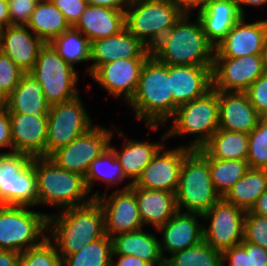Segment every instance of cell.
I'll return each mask as SVG.
<instances>
[{
	"label": "cell",
	"instance_id": "obj_1",
	"mask_svg": "<svg viewBox=\"0 0 267 266\" xmlns=\"http://www.w3.org/2000/svg\"><path fill=\"white\" fill-rule=\"evenodd\" d=\"M48 232L47 237L55 242L63 259L106 235L103 209L98 201L93 199L86 205L50 214Z\"/></svg>",
	"mask_w": 267,
	"mask_h": 266
},
{
	"label": "cell",
	"instance_id": "obj_2",
	"mask_svg": "<svg viewBox=\"0 0 267 266\" xmlns=\"http://www.w3.org/2000/svg\"><path fill=\"white\" fill-rule=\"evenodd\" d=\"M135 117L145 121L147 129L157 131L175 114L178 105L173 101L168 78V65L152 55L144 63L135 94L127 103Z\"/></svg>",
	"mask_w": 267,
	"mask_h": 266
},
{
	"label": "cell",
	"instance_id": "obj_3",
	"mask_svg": "<svg viewBox=\"0 0 267 266\" xmlns=\"http://www.w3.org/2000/svg\"><path fill=\"white\" fill-rule=\"evenodd\" d=\"M184 13L151 48V55L166 65L213 66L215 46L204 34L200 19Z\"/></svg>",
	"mask_w": 267,
	"mask_h": 266
},
{
	"label": "cell",
	"instance_id": "obj_4",
	"mask_svg": "<svg viewBox=\"0 0 267 266\" xmlns=\"http://www.w3.org/2000/svg\"><path fill=\"white\" fill-rule=\"evenodd\" d=\"M33 168L36 174L37 206H56L64 210L86 205L94 199L88 196L82 175L58 167L48 157H34Z\"/></svg>",
	"mask_w": 267,
	"mask_h": 266
},
{
	"label": "cell",
	"instance_id": "obj_5",
	"mask_svg": "<svg viewBox=\"0 0 267 266\" xmlns=\"http://www.w3.org/2000/svg\"><path fill=\"white\" fill-rule=\"evenodd\" d=\"M177 209L185 212L204 214L222 199L211 180L208 153L193 149L183 161L176 190Z\"/></svg>",
	"mask_w": 267,
	"mask_h": 266
},
{
	"label": "cell",
	"instance_id": "obj_6",
	"mask_svg": "<svg viewBox=\"0 0 267 266\" xmlns=\"http://www.w3.org/2000/svg\"><path fill=\"white\" fill-rule=\"evenodd\" d=\"M171 128L161 136V141L173 136L199 135L187 145L190 149L202 148L219 128L218 91L213 88L204 96L177 107Z\"/></svg>",
	"mask_w": 267,
	"mask_h": 266
},
{
	"label": "cell",
	"instance_id": "obj_7",
	"mask_svg": "<svg viewBox=\"0 0 267 266\" xmlns=\"http://www.w3.org/2000/svg\"><path fill=\"white\" fill-rule=\"evenodd\" d=\"M183 14L171 0H130L125 28L151 49Z\"/></svg>",
	"mask_w": 267,
	"mask_h": 266
},
{
	"label": "cell",
	"instance_id": "obj_8",
	"mask_svg": "<svg viewBox=\"0 0 267 266\" xmlns=\"http://www.w3.org/2000/svg\"><path fill=\"white\" fill-rule=\"evenodd\" d=\"M48 215L28 206L0 205V250L21 254L39 245L47 237Z\"/></svg>",
	"mask_w": 267,
	"mask_h": 266
},
{
	"label": "cell",
	"instance_id": "obj_9",
	"mask_svg": "<svg viewBox=\"0 0 267 266\" xmlns=\"http://www.w3.org/2000/svg\"><path fill=\"white\" fill-rule=\"evenodd\" d=\"M30 73L43 88L44 96L50 106L69 101L79 95L78 73L49 43H45L40 49Z\"/></svg>",
	"mask_w": 267,
	"mask_h": 266
},
{
	"label": "cell",
	"instance_id": "obj_10",
	"mask_svg": "<svg viewBox=\"0 0 267 266\" xmlns=\"http://www.w3.org/2000/svg\"><path fill=\"white\" fill-rule=\"evenodd\" d=\"M0 205L37 206L33 158L22 153H0Z\"/></svg>",
	"mask_w": 267,
	"mask_h": 266
},
{
	"label": "cell",
	"instance_id": "obj_11",
	"mask_svg": "<svg viewBox=\"0 0 267 266\" xmlns=\"http://www.w3.org/2000/svg\"><path fill=\"white\" fill-rule=\"evenodd\" d=\"M45 157L87 133L93 120L83 106L81 96L50 106L48 112Z\"/></svg>",
	"mask_w": 267,
	"mask_h": 266
},
{
	"label": "cell",
	"instance_id": "obj_12",
	"mask_svg": "<svg viewBox=\"0 0 267 266\" xmlns=\"http://www.w3.org/2000/svg\"><path fill=\"white\" fill-rule=\"evenodd\" d=\"M246 211L223 199L202 214V219L210 221L208 228L203 226V241L212 248L223 252L239 245L244 238Z\"/></svg>",
	"mask_w": 267,
	"mask_h": 266
},
{
	"label": "cell",
	"instance_id": "obj_13",
	"mask_svg": "<svg viewBox=\"0 0 267 266\" xmlns=\"http://www.w3.org/2000/svg\"><path fill=\"white\" fill-rule=\"evenodd\" d=\"M106 129L95 125L67 146L53 152L48 158L58 167L85 177L92 161L109 147L113 131Z\"/></svg>",
	"mask_w": 267,
	"mask_h": 266
},
{
	"label": "cell",
	"instance_id": "obj_14",
	"mask_svg": "<svg viewBox=\"0 0 267 266\" xmlns=\"http://www.w3.org/2000/svg\"><path fill=\"white\" fill-rule=\"evenodd\" d=\"M130 182L109 195L94 192L91 195L101 205L105 216V233L110 238L120 233L142 229L143 223L137 206L135 187Z\"/></svg>",
	"mask_w": 267,
	"mask_h": 266
},
{
	"label": "cell",
	"instance_id": "obj_15",
	"mask_svg": "<svg viewBox=\"0 0 267 266\" xmlns=\"http://www.w3.org/2000/svg\"><path fill=\"white\" fill-rule=\"evenodd\" d=\"M264 72V55L214 57L212 88L223 92H245Z\"/></svg>",
	"mask_w": 267,
	"mask_h": 266
},
{
	"label": "cell",
	"instance_id": "obj_16",
	"mask_svg": "<svg viewBox=\"0 0 267 266\" xmlns=\"http://www.w3.org/2000/svg\"><path fill=\"white\" fill-rule=\"evenodd\" d=\"M163 147L153 156L133 187L176 193L184 158L193 149L182 145L166 151Z\"/></svg>",
	"mask_w": 267,
	"mask_h": 266
},
{
	"label": "cell",
	"instance_id": "obj_17",
	"mask_svg": "<svg viewBox=\"0 0 267 266\" xmlns=\"http://www.w3.org/2000/svg\"><path fill=\"white\" fill-rule=\"evenodd\" d=\"M245 18L246 16H242L215 46L214 57L239 58L248 55H264L267 20L247 23Z\"/></svg>",
	"mask_w": 267,
	"mask_h": 266
},
{
	"label": "cell",
	"instance_id": "obj_18",
	"mask_svg": "<svg viewBox=\"0 0 267 266\" xmlns=\"http://www.w3.org/2000/svg\"><path fill=\"white\" fill-rule=\"evenodd\" d=\"M148 58L117 59L100 65L90 76L113 98L128 103L135 94L140 73Z\"/></svg>",
	"mask_w": 267,
	"mask_h": 266
},
{
	"label": "cell",
	"instance_id": "obj_19",
	"mask_svg": "<svg viewBox=\"0 0 267 266\" xmlns=\"http://www.w3.org/2000/svg\"><path fill=\"white\" fill-rule=\"evenodd\" d=\"M9 117L13 152L45 157L48 115L9 113Z\"/></svg>",
	"mask_w": 267,
	"mask_h": 266
},
{
	"label": "cell",
	"instance_id": "obj_20",
	"mask_svg": "<svg viewBox=\"0 0 267 266\" xmlns=\"http://www.w3.org/2000/svg\"><path fill=\"white\" fill-rule=\"evenodd\" d=\"M151 49L144 45L126 28L119 33L91 42L89 76L100 66L117 59L149 58Z\"/></svg>",
	"mask_w": 267,
	"mask_h": 266
},
{
	"label": "cell",
	"instance_id": "obj_21",
	"mask_svg": "<svg viewBox=\"0 0 267 266\" xmlns=\"http://www.w3.org/2000/svg\"><path fill=\"white\" fill-rule=\"evenodd\" d=\"M197 217L202 218V214L177 211L157 229L163 236L159 244L164 259H168V256L164 254L165 251L173 255L203 241L204 224H199Z\"/></svg>",
	"mask_w": 267,
	"mask_h": 266
},
{
	"label": "cell",
	"instance_id": "obj_22",
	"mask_svg": "<svg viewBox=\"0 0 267 266\" xmlns=\"http://www.w3.org/2000/svg\"><path fill=\"white\" fill-rule=\"evenodd\" d=\"M45 42L26 25H9L0 29V50L24 73H30Z\"/></svg>",
	"mask_w": 267,
	"mask_h": 266
},
{
	"label": "cell",
	"instance_id": "obj_23",
	"mask_svg": "<svg viewBox=\"0 0 267 266\" xmlns=\"http://www.w3.org/2000/svg\"><path fill=\"white\" fill-rule=\"evenodd\" d=\"M213 66L168 65L170 91L179 106L204 96L212 89Z\"/></svg>",
	"mask_w": 267,
	"mask_h": 266
},
{
	"label": "cell",
	"instance_id": "obj_24",
	"mask_svg": "<svg viewBox=\"0 0 267 266\" xmlns=\"http://www.w3.org/2000/svg\"><path fill=\"white\" fill-rule=\"evenodd\" d=\"M218 102L220 129L250 133L262 118L246 92L218 91Z\"/></svg>",
	"mask_w": 267,
	"mask_h": 266
},
{
	"label": "cell",
	"instance_id": "obj_25",
	"mask_svg": "<svg viewBox=\"0 0 267 266\" xmlns=\"http://www.w3.org/2000/svg\"><path fill=\"white\" fill-rule=\"evenodd\" d=\"M204 34L216 46L243 16L235 0H208L197 10Z\"/></svg>",
	"mask_w": 267,
	"mask_h": 266
},
{
	"label": "cell",
	"instance_id": "obj_26",
	"mask_svg": "<svg viewBox=\"0 0 267 266\" xmlns=\"http://www.w3.org/2000/svg\"><path fill=\"white\" fill-rule=\"evenodd\" d=\"M90 42L119 33L125 28V10L87 5L73 26Z\"/></svg>",
	"mask_w": 267,
	"mask_h": 266
},
{
	"label": "cell",
	"instance_id": "obj_27",
	"mask_svg": "<svg viewBox=\"0 0 267 266\" xmlns=\"http://www.w3.org/2000/svg\"><path fill=\"white\" fill-rule=\"evenodd\" d=\"M135 195L143 226L156 231L178 211L175 193L135 187Z\"/></svg>",
	"mask_w": 267,
	"mask_h": 266
},
{
	"label": "cell",
	"instance_id": "obj_28",
	"mask_svg": "<svg viewBox=\"0 0 267 266\" xmlns=\"http://www.w3.org/2000/svg\"><path fill=\"white\" fill-rule=\"evenodd\" d=\"M111 239L112 254L136 256L150 266H157L164 260L159 239L153 233H147L143 228L114 235Z\"/></svg>",
	"mask_w": 267,
	"mask_h": 266
},
{
	"label": "cell",
	"instance_id": "obj_29",
	"mask_svg": "<svg viewBox=\"0 0 267 266\" xmlns=\"http://www.w3.org/2000/svg\"><path fill=\"white\" fill-rule=\"evenodd\" d=\"M49 109L43 88L31 73H24L19 84L6 98V110L9 113L48 114Z\"/></svg>",
	"mask_w": 267,
	"mask_h": 266
},
{
	"label": "cell",
	"instance_id": "obj_30",
	"mask_svg": "<svg viewBox=\"0 0 267 266\" xmlns=\"http://www.w3.org/2000/svg\"><path fill=\"white\" fill-rule=\"evenodd\" d=\"M109 146L113 149L117 159L120 161V165L123 168L126 178L131 180L134 184L141 176L144 168L150 163L153 156L164 145L160 142H144L136 141L134 139H125L124 147L122 150H117L115 146H112L111 140Z\"/></svg>",
	"mask_w": 267,
	"mask_h": 266
},
{
	"label": "cell",
	"instance_id": "obj_31",
	"mask_svg": "<svg viewBox=\"0 0 267 266\" xmlns=\"http://www.w3.org/2000/svg\"><path fill=\"white\" fill-rule=\"evenodd\" d=\"M45 43H50L71 26L51 0H40L26 24Z\"/></svg>",
	"mask_w": 267,
	"mask_h": 266
},
{
	"label": "cell",
	"instance_id": "obj_32",
	"mask_svg": "<svg viewBox=\"0 0 267 266\" xmlns=\"http://www.w3.org/2000/svg\"><path fill=\"white\" fill-rule=\"evenodd\" d=\"M267 189V170L250 168L222 197L245 211L250 210Z\"/></svg>",
	"mask_w": 267,
	"mask_h": 266
},
{
	"label": "cell",
	"instance_id": "obj_33",
	"mask_svg": "<svg viewBox=\"0 0 267 266\" xmlns=\"http://www.w3.org/2000/svg\"><path fill=\"white\" fill-rule=\"evenodd\" d=\"M202 148L214 159L246 160L249 136L248 133L218 128Z\"/></svg>",
	"mask_w": 267,
	"mask_h": 266
},
{
	"label": "cell",
	"instance_id": "obj_34",
	"mask_svg": "<svg viewBox=\"0 0 267 266\" xmlns=\"http://www.w3.org/2000/svg\"><path fill=\"white\" fill-rule=\"evenodd\" d=\"M49 44L66 63L74 68L76 63L87 62L91 59V42L73 26Z\"/></svg>",
	"mask_w": 267,
	"mask_h": 266
},
{
	"label": "cell",
	"instance_id": "obj_35",
	"mask_svg": "<svg viewBox=\"0 0 267 266\" xmlns=\"http://www.w3.org/2000/svg\"><path fill=\"white\" fill-rule=\"evenodd\" d=\"M126 179L120 161L117 159L116 154L110 146L105 149L99 157L92 161L84 177L89 193L93 187V182L98 180L106 183L108 185L107 187L110 188L112 185L120 184Z\"/></svg>",
	"mask_w": 267,
	"mask_h": 266
},
{
	"label": "cell",
	"instance_id": "obj_36",
	"mask_svg": "<svg viewBox=\"0 0 267 266\" xmlns=\"http://www.w3.org/2000/svg\"><path fill=\"white\" fill-rule=\"evenodd\" d=\"M112 239L105 235L62 259V266H111Z\"/></svg>",
	"mask_w": 267,
	"mask_h": 266
},
{
	"label": "cell",
	"instance_id": "obj_37",
	"mask_svg": "<svg viewBox=\"0 0 267 266\" xmlns=\"http://www.w3.org/2000/svg\"><path fill=\"white\" fill-rule=\"evenodd\" d=\"M208 163L212 183L221 197L250 169L247 160H219L209 154Z\"/></svg>",
	"mask_w": 267,
	"mask_h": 266
},
{
	"label": "cell",
	"instance_id": "obj_38",
	"mask_svg": "<svg viewBox=\"0 0 267 266\" xmlns=\"http://www.w3.org/2000/svg\"><path fill=\"white\" fill-rule=\"evenodd\" d=\"M174 266H222V252L206 242L179 251L167 259Z\"/></svg>",
	"mask_w": 267,
	"mask_h": 266
},
{
	"label": "cell",
	"instance_id": "obj_39",
	"mask_svg": "<svg viewBox=\"0 0 267 266\" xmlns=\"http://www.w3.org/2000/svg\"><path fill=\"white\" fill-rule=\"evenodd\" d=\"M248 136L249 150L246 160L249 167L267 170V117L261 118Z\"/></svg>",
	"mask_w": 267,
	"mask_h": 266
},
{
	"label": "cell",
	"instance_id": "obj_40",
	"mask_svg": "<svg viewBox=\"0 0 267 266\" xmlns=\"http://www.w3.org/2000/svg\"><path fill=\"white\" fill-rule=\"evenodd\" d=\"M20 266H62V258L54 242L46 237L39 245L21 253Z\"/></svg>",
	"mask_w": 267,
	"mask_h": 266
},
{
	"label": "cell",
	"instance_id": "obj_41",
	"mask_svg": "<svg viewBox=\"0 0 267 266\" xmlns=\"http://www.w3.org/2000/svg\"><path fill=\"white\" fill-rule=\"evenodd\" d=\"M243 240L267 250V217L246 211Z\"/></svg>",
	"mask_w": 267,
	"mask_h": 266
},
{
	"label": "cell",
	"instance_id": "obj_42",
	"mask_svg": "<svg viewBox=\"0 0 267 266\" xmlns=\"http://www.w3.org/2000/svg\"><path fill=\"white\" fill-rule=\"evenodd\" d=\"M24 72L0 50V94L7 98L19 84Z\"/></svg>",
	"mask_w": 267,
	"mask_h": 266
},
{
	"label": "cell",
	"instance_id": "obj_43",
	"mask_svg": "<svg viewBox=\"0 0 267 266\" xmlns=\"http://www.w3.org/2000/svg\"><path fill=\"white\" fill-rule=\"evenodd\" d=\"M250 103L262 117H267V71L245 91Z\"/></svg>",
	"mask_w": 267,
	"mask_h": 266
},
{
	"label": "cell",
	"instance_id": "obj_44",
	"mask_svg": "<svg viewBox=\"0 0 267 266\" xmlns=\"http://www.w3.org/2000/svg\"><path fill=\"white\" fill-rule=\"evenodd\" d=\"M40 0H7L10 25H26Z\"/></svg>",
	"mask_w": 267,
	"mask_h": 266
},
{
	"label": "cell",
	"instance_id": "obj_45",
	"mask_svg": "<svg viewBox=\"0 0 267 266\" xmlns=\"http://www.w3.org/2000/svg\"><path fill=\"white\" fill-rule=\"evenodd\" d=\"M62 12L70 26H74L87 7L86 0H51Z\"/></svg>",
	"mask_w": 267,
	"mask_h": 266
},
{
	"label": "cell",
	"instance_id": "obj_46",
	"mask_svg": "<svg viewBox=\"0 0 267 266\" xmlns=\"http://www.w3.org/2000/svg\"><path fill=\"white\" fill-rule=\"evenodd\" d=\"M250 266L249 253L239 244L222 252V266Z\"/></svg>",
	"mask_w": 267,
	"mask_h": 266
},
{
	"label": "cell",
	"instance_id": "obj_47",
	"mask_svg": "<svg viewBox=\"0 0 267 266\" xmlns=\"http://www.w3.org/2000/svg\"><path fill=\"white\" fill-rule=\"evenodd\" d=\"M240 245L249 253L250 266H265L267 263V250L259 245L242 241Z\"/></svg>",
	"mask_w": 267,
	"mask_h": 266
},
{
	"label": "cell",
	"instance_id": "obj_48",
	"mask_svg": "<svg viewBox=\"0 0 267 266\" xmlns=\"http://www.w3.org/2000/svg\"><path fill=\"white\" fill-rule=\"evenodd\" d=\"M2 147H11V150L7 151V153H13L10 117L7 110L0 113V148Z\"/></svg>",
	"mask_w": 267,
	"mask_h": 266
},
{
	"label": "cell",
	"instance_id": "obj_49",
	"mask_svg": "<svg viewBox=\"0 0 267 266\" xmlns=\"http://www.w3.org/2000/svg\"><path fill=\"white\" fill-rule=\"evenodd\" d=\"M119 257L116 262L113 258ZM111 266H150L147 262L136 256L112 254Z\"/></svg>",
	"mask_w": 267,
	"mask_h": 266
},
{
	"label": "cell",
	"instance_id": "obj_50",
	"mask_svg": "<svg viewBox=\"0 0 267 266\" xmlns=\"http://www.w3.org/2000/svg\"><path fill=\"white\" fill-rule=\"evenodd\" d=\"M183 13H189L192 9L200 10L208 0H171Z\"/></svg>",
	"mask_w": 267,
	"mask_h": 266
},
{
	"label": "cell",
	"instance_id": "obj_51",
	"mask_svg": "<svg viewBox=\"0 0 267 266\" xmlns=\"http://www.w3.org/2000/svg\"><path fill=\"white\" fill-rule=\"evenodd\" d=\"M87 4L93 6H103L106 8L126 10L130 0H86ZM124 7V8H123Z\"/></svg>",
	"mask_w": 267,
	"mask_h": 266
},
{
	"label": "cell",
	"instance_id": "obj_52",
	"mask_svg": "<svg viewBox=\"0 0 267 266\" xmlns=\"http://www.w3.org/2000/svg\"><path fill=\"white\" fill-rule=\"evenodd\" d=\"M20 253L0 250V266H20Z\"/></svg>",
	"mask_w": 267,
	"mask_h": 266
},
{
	"label": "cell",
	"instance_id": "obj_53",
	"mask_svg": "<svg viewBox=\"0 0 267 266\" xmlns=\"http://www.w3.org/2000/svg\"><path fill=\"white\" fill-rule=\"evenodd\" d=\"M250 210L254 214L267 217V189L260 195Z\"/></svg>",
	"mask_w": 267,
	"mask_h": 266
},
{
	"label": "cell",
	"instance_id": "obj_54",
	"mask_svg": "<svg viewBox=\"0 0 267 266\" xmlns=\"http://www.w3.org/2000/svg\"><path fill=\"white\" fill-rule=\"evenodd\" d=\"M10 25L7 0H0V29Z\"/></svg>",
	"mask_w": 267,
	"mask_h": 266
},
{
	"label": "cell",
	"instance_id": "obj_55",
	"mask_svg": "<svg viewBox=\"0 0 267 266\" xmlns=\"http://www.w3.org/2000/svg\"><path fill=\"white\" fill-rule=\"evenodd\" d=\"M238 8L243 16H246L244 13V7L243 6H253V7H258V6H263L267 4V0H235Z\"/></svg>",
	"mask_w": 267,
	"mask_h": 266
},
{
	"label": "cell",
	"instance_id": "obj_56",
	"mask_svg": "<svg viewBox=\"0 0 267 266\" xmlns=\"http://www.w3.org/2000/svg\"><path fill=\"white\" fill-rule=\"evenodd\" d=\"M6 110V98L0 94V113Z\"/></svg>",
	"mask_w": 267,
	"mask_h": 266
},
{
	"label": "cell",
	"instance_id": "obj_57",
	"mask_svg": "<svg viewBox=\"0 0 267 266\" xmlns=\"http://www.w3.org/2000/svg\"><path fill=\"white\" fill-rule=\"evenodd\" d=\"M264 63H265V71H267V40H266L265 50H264Z\"/></svg>",
	"mask_w": 267,
	"mask_h": 266
},
{
	"label": "cell",
	"instance_id": "obj_58",
	"mask_svg": "<svg viewBox=\"0 0 267 266\" xmlns=\"http://www.w3.org/2000/svg\"><path fill=\"white\" fill-rule=\"evenodd\" d=\"M157 266H174L171 262H169L167 259H164L161 263H159Z\"/></svg>",
	"mask_w": 267,
	"mask_h": 266
}]
</instances>
